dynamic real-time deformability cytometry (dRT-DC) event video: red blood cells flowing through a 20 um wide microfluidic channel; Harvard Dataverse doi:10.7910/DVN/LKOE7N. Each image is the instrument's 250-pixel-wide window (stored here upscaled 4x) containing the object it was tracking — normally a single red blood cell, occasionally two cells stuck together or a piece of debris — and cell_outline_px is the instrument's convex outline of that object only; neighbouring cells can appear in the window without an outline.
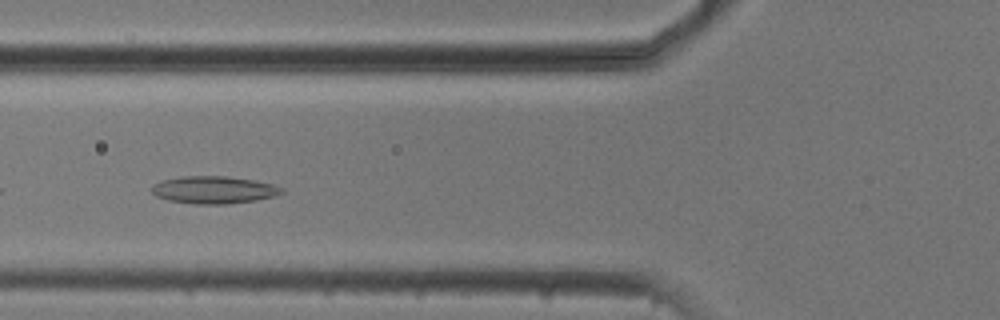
{"species": "common noctule bat (a hibernating species)", "species_latin": "Nyctalus noctula", "temperature_condition": "cold", "stored_images_in_passage": 29, "camera_frame_rate_fps": 3000, "um_per_image_px": 0.085, "animal": {"sex": "male", "body_mass_g": 20.5, "forearm_length_mm": 52.5}, "frame": {"image": 1, "passage_image": 5, "time_ms": 1.333, "image_size_px": [1000, 320], "cell_outline_px": [[284, 192], [272, 196], [256, 200], [228, 204], [196, 204], [168, 200], [156, 196], [152, 192], [152, 184], [160, 180], [180, 176], [228, 176], [252, 180], [272, 184], [284, 188]], "centroid_in_image_um": [18.14, 16.13], "position_along_channel_um": 107.7, "area_um2": 20.81}}
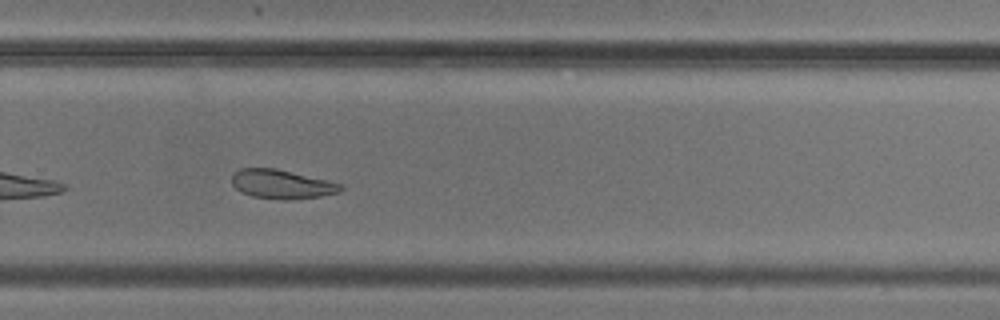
{"frame": {"image": 2, "passage_image": 21, "time_ms": 6.667, "image_size_px": [1000, 320], "cell_outline_px": [[344, 188], [340, 192], [320, 196], [288, 200], [284, 200], [252, 196], [240, 192], [232, 184], [232, 176], [240, 168], [276, 168], [328, 180], [344, 184]], "centroid_in_image_um": [23.98, 15.65], "position_along_channel_um": 305.8, "area_um2": 18.5}}